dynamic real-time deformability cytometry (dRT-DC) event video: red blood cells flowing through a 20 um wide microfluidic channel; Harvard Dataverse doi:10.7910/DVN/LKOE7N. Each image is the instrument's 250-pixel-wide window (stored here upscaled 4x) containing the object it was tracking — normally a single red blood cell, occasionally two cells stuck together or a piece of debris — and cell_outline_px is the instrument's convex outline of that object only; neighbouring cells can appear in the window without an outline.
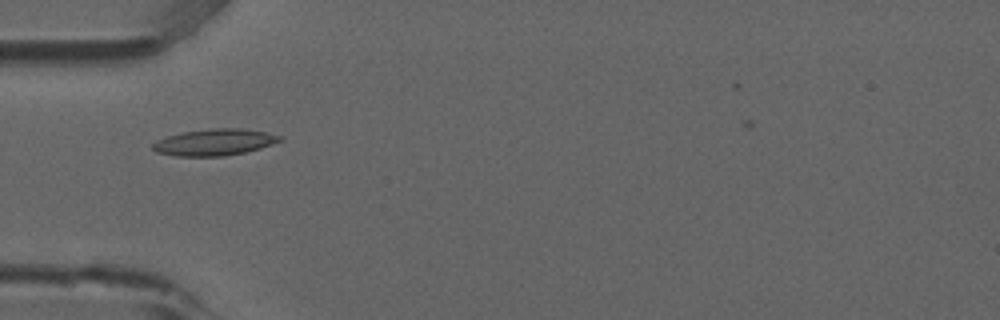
{"species": "common noctule bat (a hibernating species)", "species_latin": "Nyctalus noctula", "temperature_condition": "room temperature", "stored_images_in_passage": 3, "camera_frame_rate_fps": 3000, "um_per_image_px": 0.085, "animal": {"sex": "male", "forearm_length_mm": 52.5}, "frame": {"image": 1, "passage_image": 1, "time_ms": 0.0, "image_size_px": [1000, 320], "cell_outline_px": [[280, 140], [272, 144], [260, 148], [244, 152], [224, 156], [176, 156], [156, 152], [152, 148], [152, 144], [156, 140], [164, 136], [184, 132], [212, 128], [240, 128], [264, 132], [280, 136]], "centroid_in_image_um": [18.15, 12.09], "position_along_channel_um": 66.8, "area_um2": 19.48}}
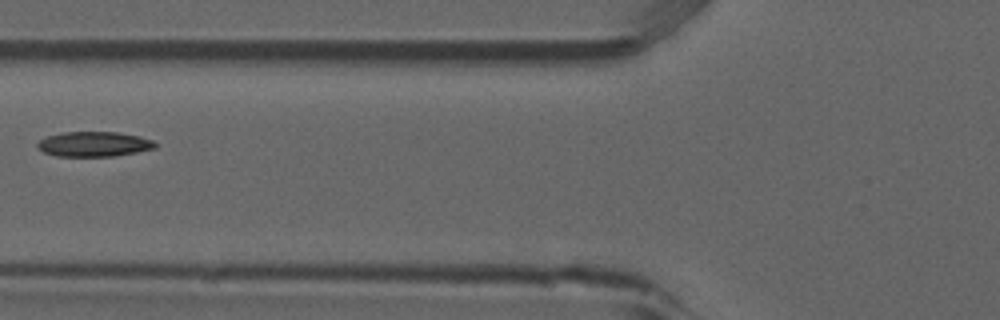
{"frame": {"image": 2, "passage_image": 2, "time_ms": 0.333, "image_size_px": [1000, 320], "cell_outline_px": [[156, 148], [116, 156], [56, 156], [44, 152], [36, 144], [40, 140], [48, 136], [64, 132], [116, 132], [140, 136], [152, 140], [156, 144]], "centroid_in_image_um": [8.01, 12.25], "position_along_channel_um": 117.8, "area_um2": 16.99}}
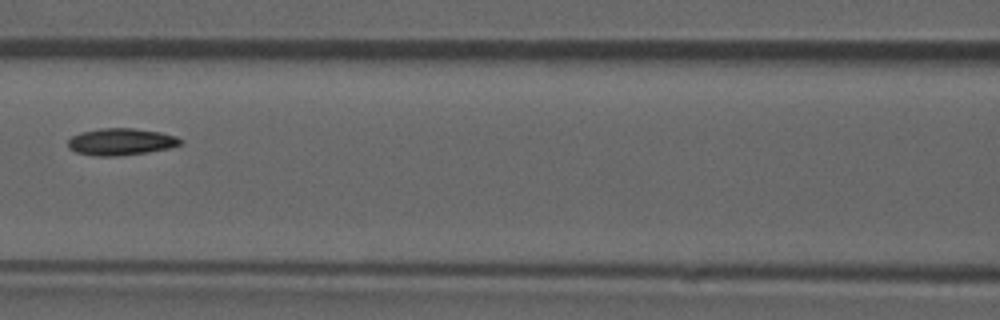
{"frame": {"image": 3, "passage_image": 3, "time_ms": 0.667, "image_size_px": [1000, 320], "cell_outline_px": [[184, 140], [180, 144], [168, 148], [148, 152], [116, 156], [96, 156], [76, 152], [68, 148], [68, 140], [72, 136], [80, 132], [100, 128], [132, 128], [160, 132], [176, 136]], "centroid_in_image_um": [10.26, 12.04], "position_along_channel_um": 156.3, "area_um2": 17.63}}